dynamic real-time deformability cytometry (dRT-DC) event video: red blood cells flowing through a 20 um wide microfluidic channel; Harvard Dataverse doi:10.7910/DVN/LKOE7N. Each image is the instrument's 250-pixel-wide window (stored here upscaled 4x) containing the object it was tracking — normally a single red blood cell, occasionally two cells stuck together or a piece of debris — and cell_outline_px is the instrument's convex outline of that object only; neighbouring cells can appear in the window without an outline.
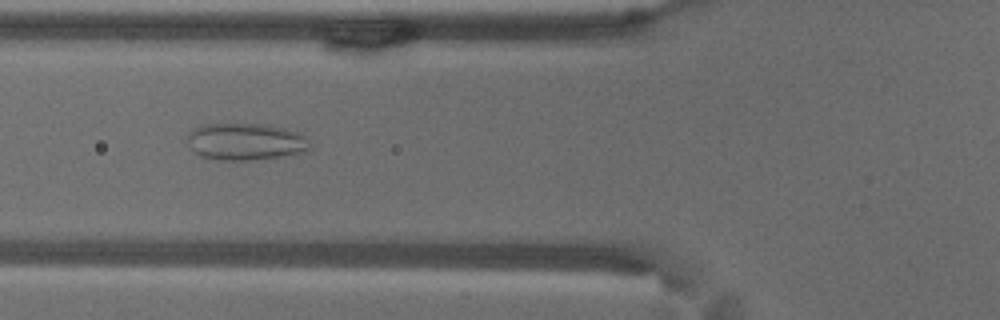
{"species": "common noctule bat (a hibernating species)", "species_latin": "Nyctalus noctula", "temperature_condition": "warm", "stored_images_in_passage": 38, "camera_frame_rate_fps": 3000, "um_per_image_px": 0.085, "animal": {"sex": "male", "body_mass_g": 18.8}, "frame": {"image": 1, "passage_image": 8, "time_ms": 2.333, "image_size_px": [1000, 320], "cell_outline_px": [[312, 148], [304, 152], [280, 156], [248, 160], [216, 160], [200, 156], [188, 144], [188, 132], [204, 124], [260, 124], [284, 128], [300, 132], [304, 136]], "centroid_in_image_um": [20.87, 12.04], "position_along_channel_um": 104.9, "area_um2": 26.24}}
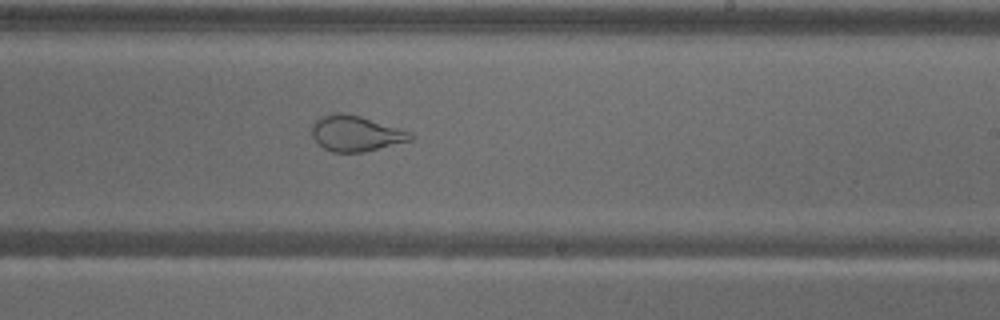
{"frame": {"image": 2, "passage_image": 21, "time_ms": 6.667, "image_size_px": [1000, 320], "cell_outline_px": [[416, 136], [412, 140], [360, 152], [332, 152], [324, 148], [312, 136], [312, 124], [320, 116], [332, 112], [344, 112], [360, 116], [400, 128], [412, 132]], "centroid_in_image_um": [30.24, 11.32], "position_along_channel_um": 258.8, "area_um2": 20.46}}
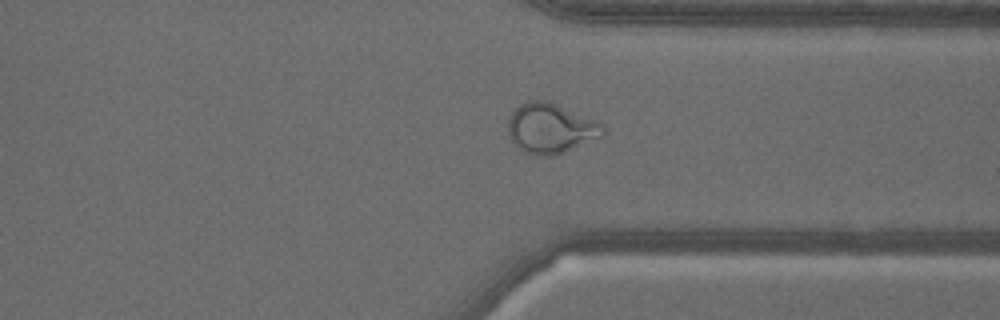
{"frame": {"image": 3, "passage_image": 30, "time_ms": 9.667, "image_size_px": [1000, 320], "cell_outline_px": [[608, 132], [604, 136], [556, 156], [536, 156], [524, 152], [516, 148], [512, 144], [508, 136], [508, 120], [512, 112], [524, 100], [548, 100], [592, 120], [600, 124]], "centroid_in_image_um": [46.76, 10.94], "position_along_channel_um": 364.6, "area_um2": 28.03}}